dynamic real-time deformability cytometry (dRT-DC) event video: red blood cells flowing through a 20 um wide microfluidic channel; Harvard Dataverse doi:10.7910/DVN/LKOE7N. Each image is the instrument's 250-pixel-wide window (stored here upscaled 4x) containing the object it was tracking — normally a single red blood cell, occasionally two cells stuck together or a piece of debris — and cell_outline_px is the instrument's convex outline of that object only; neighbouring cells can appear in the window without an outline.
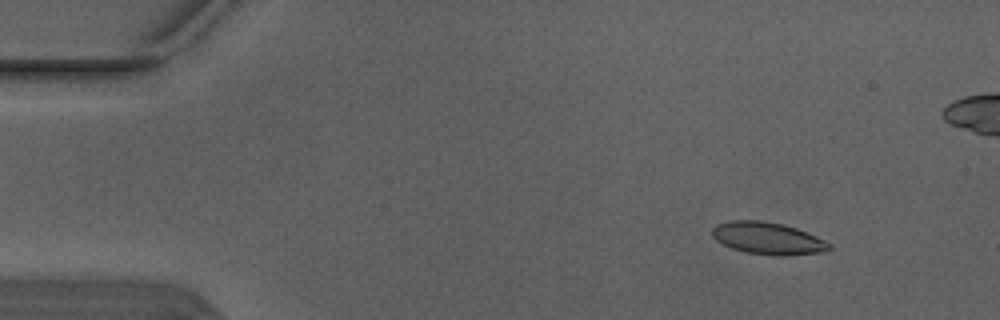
{"species": "Egyptian fruit bat (a non-hibernating species)", "species_latin": "Rousettus aegyptiacus", "temperature_condition": "warm", "stored_images_in_passage": 4, "camera_frame_rate_fps": 3000, "um_per_image_px": 0.085, "animal": {"sex": "male"}, "frame": {"image": 1, "passage_image": 2, "time_ms": 0.333, "image_size_px": [1000, 320], "cell_outline_px": [[832, 248], [828, 252], [788, 256], [776, 256], [744, 252], [732, 248], [716, 240], [712, 236], [712, 228], [716, 224], [732, 220], [760, 220], [784, 224], [796, 228], [816, 236], [832, 244]], "centroid_in_image_um": [65.31, 20.27], "position_along_channel_um": 19.7, "area_um2": 22.25}}